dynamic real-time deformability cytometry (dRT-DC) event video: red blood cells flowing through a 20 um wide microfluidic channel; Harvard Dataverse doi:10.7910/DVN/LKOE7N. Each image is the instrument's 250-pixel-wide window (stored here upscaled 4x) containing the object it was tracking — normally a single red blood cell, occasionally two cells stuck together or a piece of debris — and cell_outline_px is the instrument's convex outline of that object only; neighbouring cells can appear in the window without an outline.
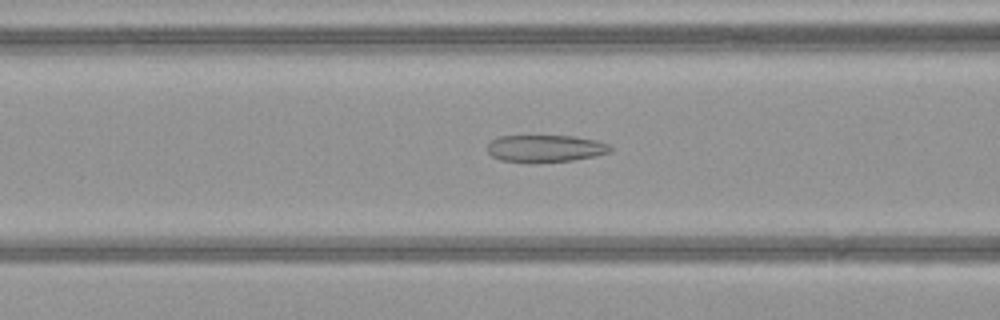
{"species": "common noctule bat (a hibernating species)", "species_latin": "Nyctalus noctula", "temperature_condition": "warm", "stored_images_in_passage": 50, "camera_frame_rate_fps": 3000, "um_per_image_px": 0.085, "animal": {"sex": "female", "body_mass_g": 21.9}, "frame": {"image": 1, "passage_image": 21, "time_ms": 6.667, "image_size_px": [1000, 320], "cell_outline_px": [[612, 152], [596, 156], [572, 160], [500, 160], [492, 156], [488, 152], [488, 144], [492, 140], [500, 136], [576, 136], [596, 140], [608, 144], [612, 148]], "centroid_in_image_um": [46.42, 12.58], "position_along_channel_um": 120.2, "area_um2": 18.79}}
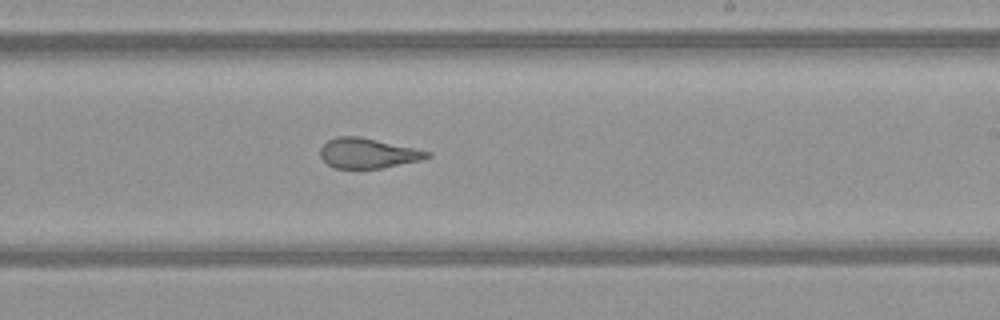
{"frame": {"image": 2, "passage_image": 31, "time_ms": 10.0, "image_size_px": [1000, 320], "cell_outline_px": [[432, 156], [420, 160], [380, 168], [336, 168], [328, 164], [320, 156], [320, 148], [328, 140], [336, 136], [360, 136], [416, 148], [432, 152]], "centroid_in_image_um": [31.28, 13.01], "position_along_channel_um": 257.7, "area_um2": 18.67}}
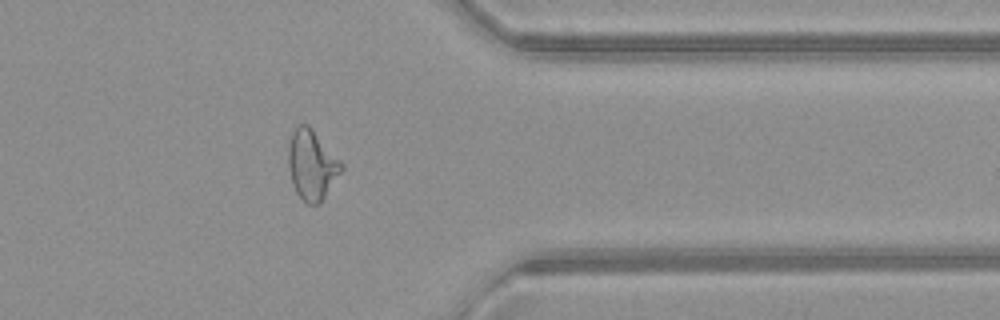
{"frame": {"image": 3, "passage_image": 41, "time_ms": 13.333, "image_size_px": [1000, 320], "cell_outline_px": [[344, 168], [320, 204], [308, 204], [296, 192], [292, 184], [288, 164], [288, 144], [292, 132], [300, 124], [308, 124], [312, 128], [344, 164]], "centroid_in_image_um": [26.51, 14.01], "position_along_channel_um": 384.9, "area_um2": 21.62}, "authors_computed_cell_mechanics": {"area_um2": 22.2819, "velocity_mm_per_s": 4.116, "shape_relaxation_time_tau1_ms": null, "shape_relaxation_time_tau2_ms": 1.4349, "deformation_change_tau1": null, "deformation_change_tau2": 0.1114}}